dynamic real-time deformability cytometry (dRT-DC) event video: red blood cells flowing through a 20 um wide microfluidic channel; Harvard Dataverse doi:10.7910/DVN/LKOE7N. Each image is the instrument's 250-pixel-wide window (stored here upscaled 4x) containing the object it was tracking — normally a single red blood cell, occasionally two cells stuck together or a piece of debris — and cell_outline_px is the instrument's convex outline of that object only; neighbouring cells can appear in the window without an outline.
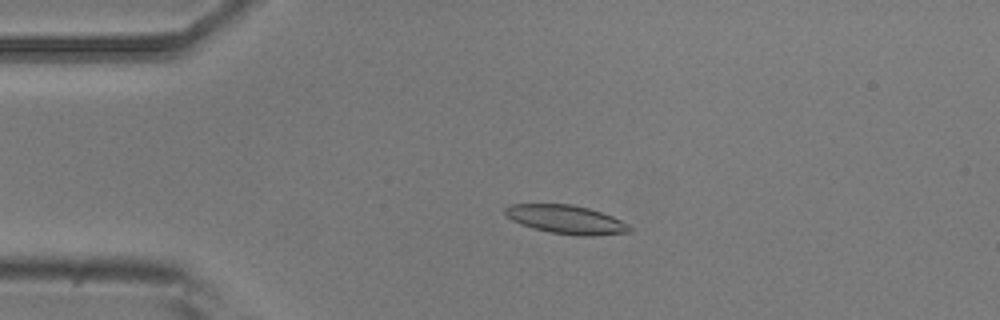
{"species": "common noctule bat (a hibernating species)", "species_latin": "Nyctalus noctula", "temperature_condition": "room temperature", "stored_images_in_passage": 5, "camera_frame_rate_fps": 3000, "um_per_image_px": 0.085, "animal": {"sex": "male", "body_mass_g": 20.5, "forearm_length_mm": 52.5}, "frame": {"image": 1, "passage_image": 4, "time_ms": 3.333, "image_size_px": [1000, 320], "cell_outline_px": [[632, 232], [592, 236], [576, 236], [548, 232], [532, 228], [520, 224], [504, 216], [504, 208], [508, 204], [572, 204], [588, 208], [612, 216], [628, 224], [632, 228]], "centroid_in_image_um": [48.09, 18.66], "position_along_channel_um": 36.9, "area_um2": 21.04}}